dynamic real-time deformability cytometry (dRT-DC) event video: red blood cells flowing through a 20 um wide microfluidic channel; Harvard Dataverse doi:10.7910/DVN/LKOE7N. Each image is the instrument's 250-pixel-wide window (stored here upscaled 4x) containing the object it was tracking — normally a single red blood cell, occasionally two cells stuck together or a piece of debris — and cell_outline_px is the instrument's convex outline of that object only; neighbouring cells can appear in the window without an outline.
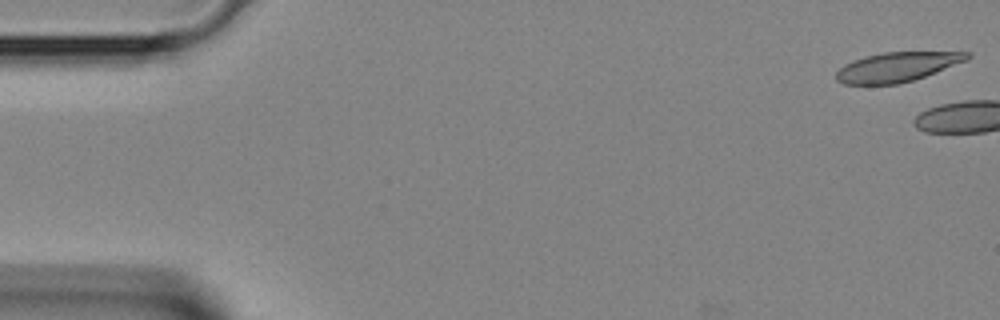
{"species": "Egyptian fruit bat (a non-hibernating species)", "species_latin": "Rousettus aegyptiacus", "temperature_condition": "room temperature", "stored_images_in_passage": 5, "segment_of_instrument_passage": [1, 2], "camera_frame_rate_fps": 3000, "um_per_image_px": 0.085, "animal": {"sex": "female"}, "frame": {"image": 1, "passage_image": 1, "time_ms": 0.0, "image_size_px": [1000, 320], "cell_outline_px": [[972, 56], [968, 60], [924, 76], [912, 80], [896, 84], [844, 84], [836, 80], [836, 72], [844, 64], [868, 56], [884, 52], [972, 52]], "centroid_in_image_um": [76.28, 5.69], "position_along_channel_um": 8.7, "area_um2": 22.2}}
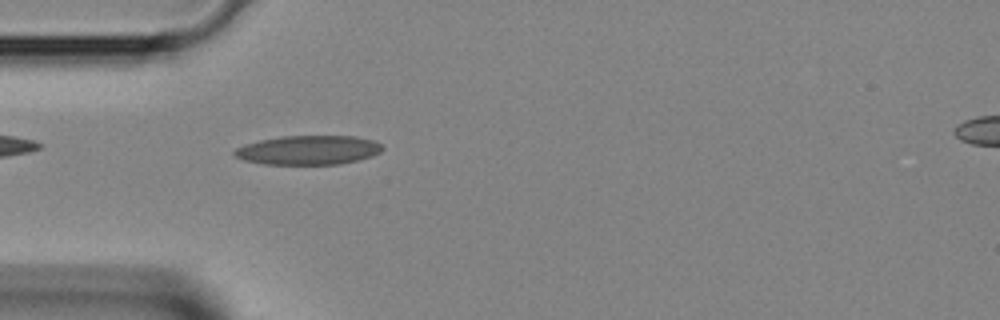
{"frame": {"image": 2, "passage_image": 4, "time_ms": 1.0, "image_size_px": [1000, 320], "cell_outline_px": [[384, 148], [380, 152], [372, 156], [340, 164], [264, 164], [244, 160], [236, 156], [232, 152], [236, 148], [244, 144], [260, 140], [280, 136], [356, 136], [376, 140]], "centroid_in_image_um": [26.22, 12.75], "position_along_channel_um": 58.8, "area_um2": 25.2}}